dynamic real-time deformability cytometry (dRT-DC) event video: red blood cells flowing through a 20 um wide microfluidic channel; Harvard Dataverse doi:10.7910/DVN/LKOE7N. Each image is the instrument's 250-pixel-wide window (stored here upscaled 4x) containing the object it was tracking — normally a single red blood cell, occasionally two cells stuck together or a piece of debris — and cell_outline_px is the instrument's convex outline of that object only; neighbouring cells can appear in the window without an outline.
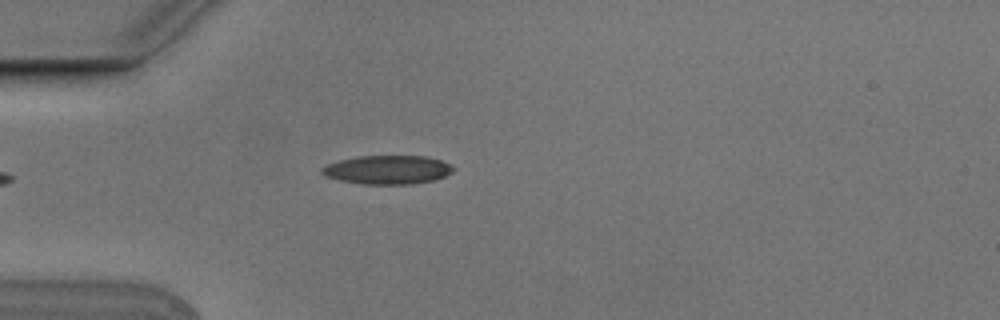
{"species": "Egyptian fruit bat (a non-hibernating species)", "species_latin": "Rousettus aegyptiacus", "temperature_condition": "cold", "stored_images_in_passage": 2, "camera_frame_rate_fps": 3000, "um_per_image_px": 0.085, "animal": {"sex": "male"}, "frame": {"image": 1, "passage_image": 2, "time_ms": 0.333, "image_size_px": [1000, 320], "cell_outline_px": [[456, 168], [452, 172], [444, 176], [432, 180], [412, 184], [360, 184], [340, 180], [324, 176], [320, 172], [320, 168], [328, 164], [340, 160], [356, 156], [424, 156], [440, 160]], "centroid_in_image_um": [32.9, 14.43], "position_along_channel_um": 52.1, "area_um2": 21.96}}